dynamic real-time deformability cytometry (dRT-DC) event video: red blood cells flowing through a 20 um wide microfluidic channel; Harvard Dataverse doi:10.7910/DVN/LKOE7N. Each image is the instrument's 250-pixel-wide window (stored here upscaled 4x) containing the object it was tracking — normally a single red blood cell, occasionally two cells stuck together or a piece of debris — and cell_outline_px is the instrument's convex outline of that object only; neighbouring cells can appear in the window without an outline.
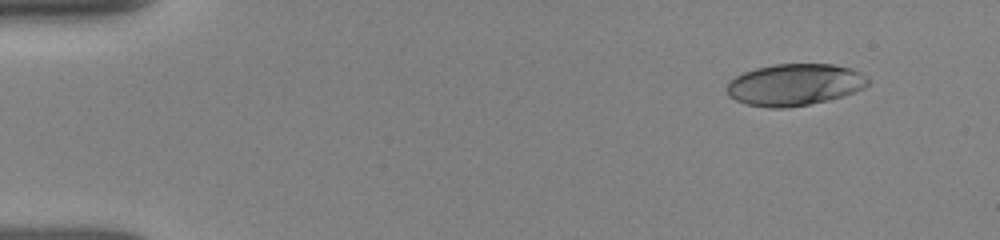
{"species": "human", "species_latin": "Homo sapiens", "temperature_condition": "room temperature", "stored_images_in_passage": 47, "camera_frame_rate_fps": 3000, "um_per_image_px": 0.085, "donor": {"sex": "female"}, "frame": {"image": 1, "passage_image": 1, "time_ms": 0.0, "image_size_px": [1000, 240], "cell_outline_px": [[868, 84], [864, 88], [828, 100], [808, 104], [784, 108], [772, 108], [744, 104], [728, 96], [728, 84], [736, 76], [744, 72], [756, 68], [776, 64], [832, 64], [852, 68], [860, 72], [868, 80]], "centroid_in_image_um": [67.53, 7.19], "position_along_channel_um": 17.5, "area_um2": 34.04}}
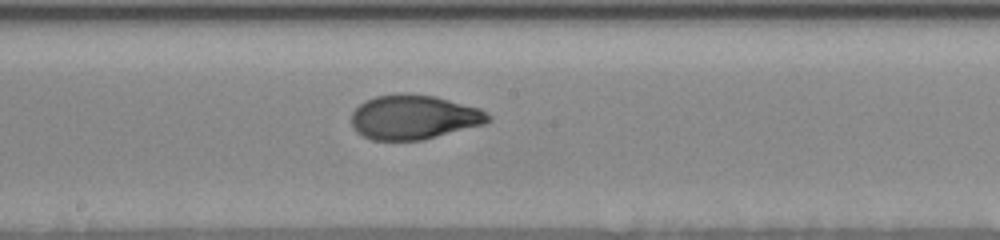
{"frame": {"image": 2, "passage_image": 24, "time_ms": 7.667, "image_size_px": [1000, 240], "cell_outline_px": [[492, 120], [484, 124], [420, 140], [372, 140], [356, 132], [352, 124], [352, 112], [360, 104], [376, 96], [400, 92], [408, 92], [436, 96], [480, 108], [492, 116]], "centroid_in_image_um": [35.19, 9.94], "position_along_channel_um": 213.0, "area_um2": 35.49}}
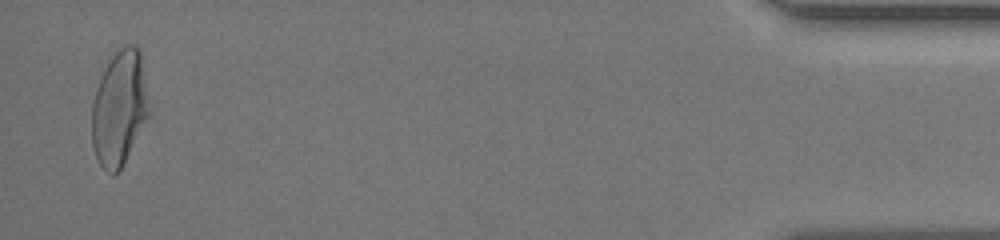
{"frame": {"image": 3, "passage_image": 46, "time_ms": 15.0, "image_size_px": [1000, 240], "cell_outline_px": [[148, 116], [120, 168], [112, 176], [100, 164], [96, 156], [92, 144], [92, 104], [96, 88], [112, 56], [124, 44], [132, 44], [140, 48], [148, 112]], "centroid_in_image_um": [10.11, 9.18], "position_along_channel_um": 425.1, "area_um2": 37.11}, "authors_computed_cell_mechanics": {"area_um2": 35.1424, "velocity_mm_per_s": 3.9511, "shape_relaxation_time_tau1_ms": 4.6945, "shape_relaxation_time_tau2_ms": 0.9259, "deformation_change_tau1": 0.2032, "deformation_change_tau2": 0.0621}}